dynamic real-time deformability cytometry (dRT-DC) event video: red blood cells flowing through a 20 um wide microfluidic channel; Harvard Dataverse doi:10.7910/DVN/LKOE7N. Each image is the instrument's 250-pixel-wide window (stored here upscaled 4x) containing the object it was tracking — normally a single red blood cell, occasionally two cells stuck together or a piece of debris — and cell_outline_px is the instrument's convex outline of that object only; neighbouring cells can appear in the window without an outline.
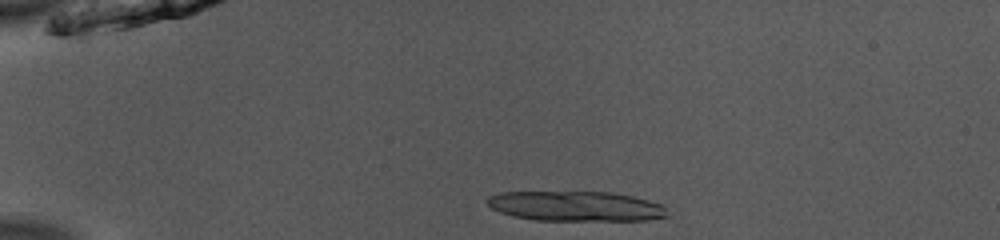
{"species": "common noctule bat (a hibernating species)", "species_latin": "Nyctalus noctula", "temperature_condition": "room temperature", "stored_images_in_passage": 41, "segment_of_instrument_passage": [1, 2], "camera_frame_rate_fps": 3000, "um_per_image_px": 0.085, "animal": {"sex": "male", "body_mass_g": 13.0, "forearm_length_mm": 53.1}, "frame": {"image": 1, "passage_image": 1, "time_ms": 0.0, "image_size_px": [1000, 240], "cell_outline_px": [[672, 216], [648, 220], [536, 220], [512, 216], [500, 212], [492, 208], [484, 200], [488, 196], [500, 192], [612, 192], [632, 196], [648, 200], [660, 204]], "centroid_in_image_um": [48.94, 17.52], "position_along_channel_um": 36.1, "area_um2": 31.56}}